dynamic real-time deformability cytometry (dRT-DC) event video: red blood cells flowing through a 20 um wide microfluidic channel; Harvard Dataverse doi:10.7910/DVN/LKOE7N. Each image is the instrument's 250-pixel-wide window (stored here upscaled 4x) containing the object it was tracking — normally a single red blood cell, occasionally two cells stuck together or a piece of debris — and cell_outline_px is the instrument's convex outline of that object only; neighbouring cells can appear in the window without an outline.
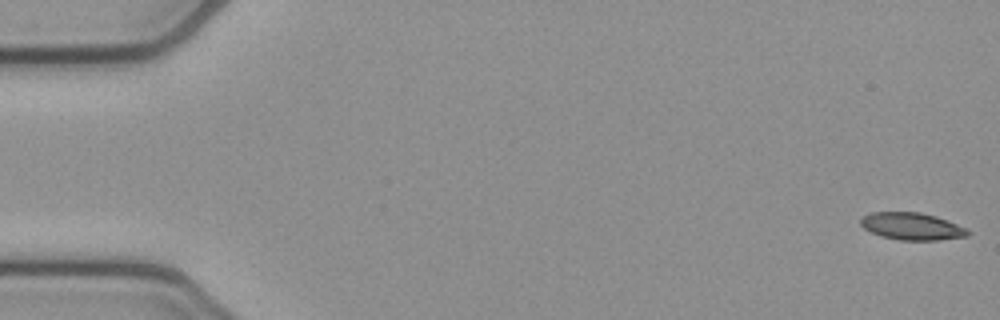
{"species": "common noctule bat (a hibernating species)", "species_latin": "Nyctalus noctula", "temperature_condition": "cold", "stored_images_in_passage": 54, "camera_frame_rate_fps": 3000, "um_per_image_px": 0.085, "animal": {"sex": "female", "body_mass_g": 21.9}, "frame": {"image": 1, "passage_image": 1, "time_ms": 0.0, "image_size_px": [1000, 320], "cell_outline_px": [[972, 232], [968, 236], [940, 240], [900, 240], [880, 236], [864, 228], [860, 224], [860, 220], [864, 216], [872, 212], [920, 212], [936, 216], [968, 228]], "centroid_in_image_um": [77.55, 19.24], "position_along_channel_um": 7.4, "area_um2": 17.11}}
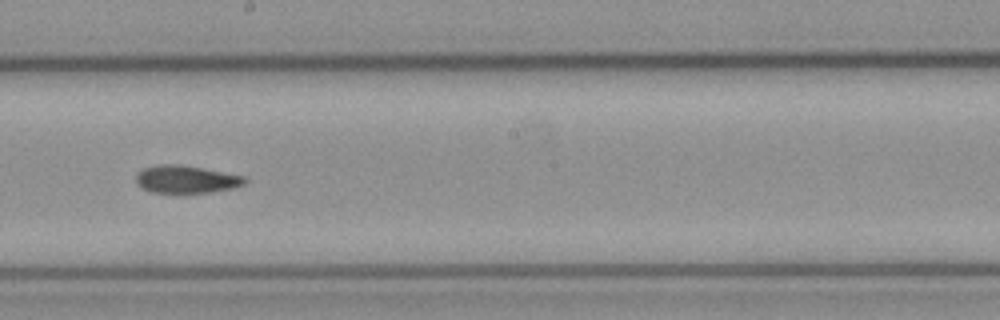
{"frame": {"image": 2, "passage_image": 30, "time_ms": 9.667, "image_size_px": [1000, 320], "cell_outline_px": [[248, 180], [244, 184], [232, 188], [212, 192], [152, 192], [136, 184], [136, 176], [144, 168], [160, 164], [176, 164], [248, 176]], "centroid_in_image_um": [15.87, 15.24], "position_along_channel_um": 232.3, "area_um2": 17.28}}
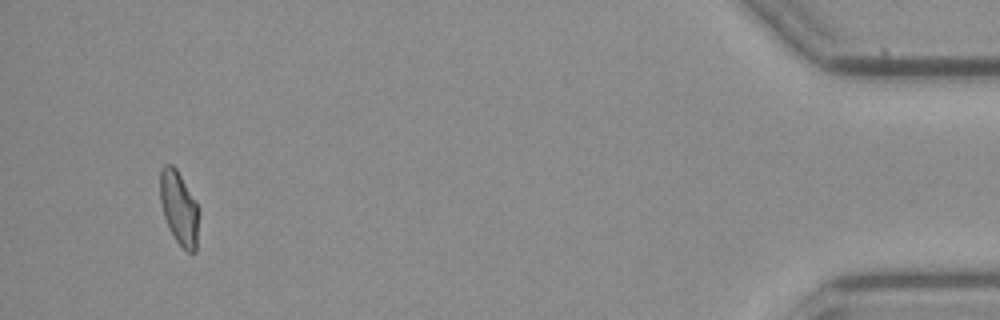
{"frame": {"image": 3, "passage_image": 51, "time_ms": 16.667, "image_size_px": [1000, 320], "cell_outline_px": [[200, 212], [196, 252], [188, 252], [176, 240], [164, 216], [160, 200], [160, 168], [164, 164], [172, 164], [176, 168], [196, 204]], "centroid_in_image_um": [15.23, 17.68], "position_along_channel_um": 420.0, "area_um2": 16.42}, "authors_computed_cell_mechanics": {"area_um2": 17.4556, "velocity_mm_per_s": 3.8387, "shape_relaxation_time_tau1_ms": 10.4676, "shape_relaxation_time_tau2_ms": null, "deformation_change_tau1": 0.2128, "deformation_change_tau2": null}}